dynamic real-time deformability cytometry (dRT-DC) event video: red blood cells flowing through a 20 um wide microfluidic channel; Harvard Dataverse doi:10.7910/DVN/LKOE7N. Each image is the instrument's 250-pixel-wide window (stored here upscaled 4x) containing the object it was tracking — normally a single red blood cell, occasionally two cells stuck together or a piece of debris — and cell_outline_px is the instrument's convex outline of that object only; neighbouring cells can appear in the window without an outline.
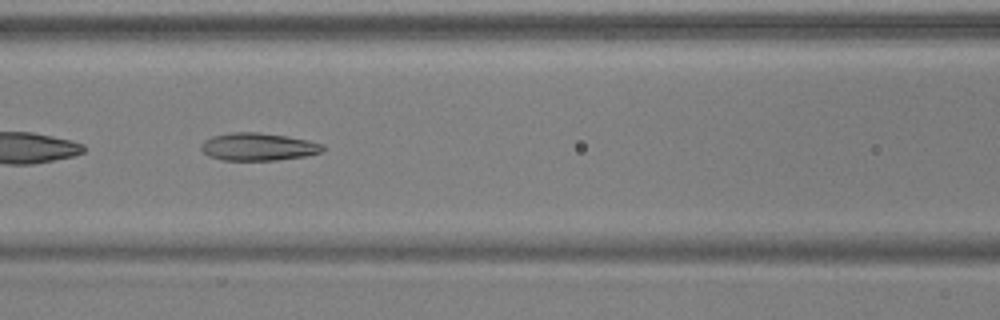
{"species": "common noctule bat (a hibernating species)", "species_latin": "Nyctalus noctula", "temperature_condition": "warm", "stored_images_in_passage": 52, "camera_frame_rate_fps": 3000, "um_per_image_px": 0.085, "animal": {"sex": "male", "body_mass_g": 17.9, "forearm_length_mm": 54.2}, "frame": {"image": 1, "passage_image": 23, "time_ms": 7.333, "image_size_px": [1000, 320], "cell_outline_px": [[324, 152], [304, 156], [276, 160], [224, 160], [208, 156], [200, 148], [200, 144], [204, 140], [212, 136], [236, 132], [256, 132], [284, 136], [308, 140], [324, 144]], "centroid_in_image_um": [21.94, 12.48], "position_along_channel_um": 144.7, "area_um2": 19.54}, "authors_computed_cell_mechanics": {"area_um2": 23.2645, "velocity_mm_per_s": 3.9187, "shape_relaxation_time_tau1_ms": null, "shape_relaxation_time_tau2_ms": 2.3041, "deformation_change_tau1": null, "deformation_change_tau2": 0.1086}}